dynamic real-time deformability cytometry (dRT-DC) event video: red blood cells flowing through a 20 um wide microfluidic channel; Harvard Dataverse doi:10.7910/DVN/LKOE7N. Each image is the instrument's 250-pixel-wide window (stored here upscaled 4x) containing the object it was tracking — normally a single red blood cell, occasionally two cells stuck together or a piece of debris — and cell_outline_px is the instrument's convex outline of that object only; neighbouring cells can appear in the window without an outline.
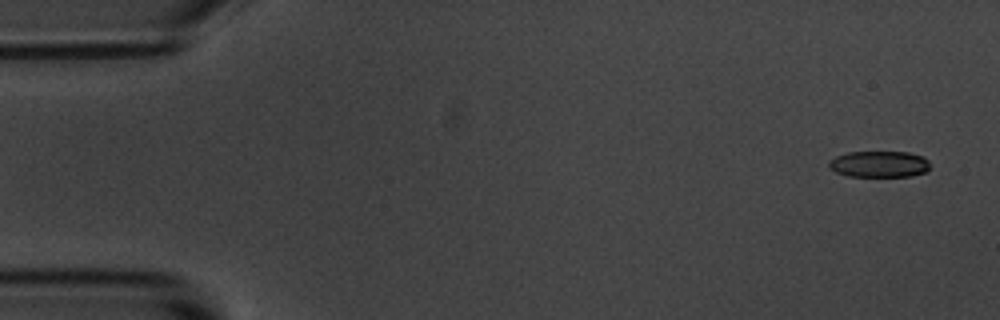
{"species": "common noctule bat (a hibernating species)", "species_latin": "Nyctalus noctula", "temperature_condition": "room temperature", "stored_images_in_passage": 4, "camera_frame_rate_fps": 3000, "um_per_image_px": 0.085, "animal": {"sex": "male", "body_mass_g": 20.1, "forearm_length_mm": 53.5}, "frame": {"image": 1, "passage_image": 1, "time_ms": 0.0, "image_size_px": [1000, 320], "cell_outline_px": [[928, 168], [924, 172], [912, 176], [848, 176], [836, 172], [828, 168], [828, 160], [836, 156], [848, 152], [908, 152], [924, 156], [928, 160]], "centroid_in_image_um": [74.7, 13.94], "position_along_channel_um": 10.3, "area_um2": 15.55}}
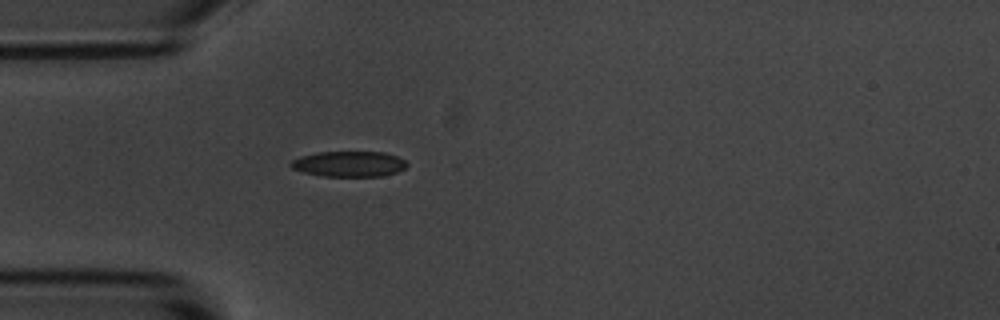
{"frame": {"image": 2, "passage_image": 4, "time_ms": 4.333, "image_size_px": [1000, 320], "cell_outline_px": [[408, 164], [404, 168], [396, 172], [380, 176], [324, 176], [304, 172], [292, 168], [288, 164], [292, 160], [300, 156], [316, 152], [384, 152], [396, 156], [404, 160]], "centroid_in_image_um": [29.64, 13.93], "position_along_channel_um": 55.4, "area_um2": 17.17}}